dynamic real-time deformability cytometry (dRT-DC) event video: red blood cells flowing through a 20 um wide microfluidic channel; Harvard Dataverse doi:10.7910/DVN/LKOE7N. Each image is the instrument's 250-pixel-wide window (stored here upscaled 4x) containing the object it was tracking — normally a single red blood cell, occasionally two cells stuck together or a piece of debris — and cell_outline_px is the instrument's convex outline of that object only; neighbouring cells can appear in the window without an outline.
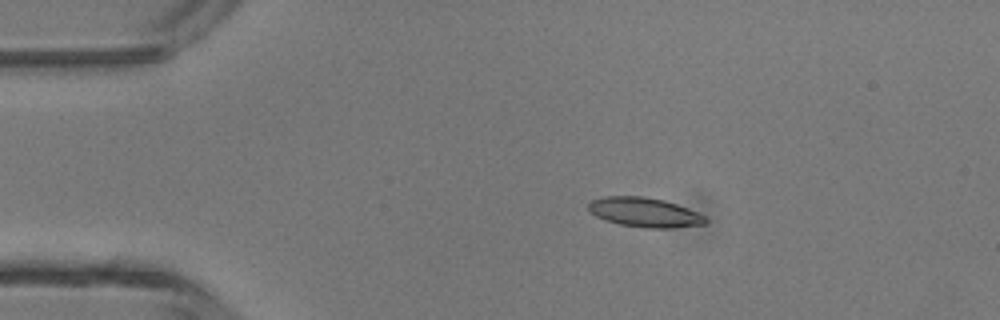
{"species": "common noctule bat (a hibernating species)", "species_latin": "Nyctalus noctula", "temperature_condition": "room temperature", "stored_images_in_passage": 39, "camera_frame_rate_fps": 3000, "um_per_image_px": 0.085, "animal": {"sex": "male", "body_mass_g": 13.3}, "frame": {"image": 1, "passage_image": 1, "time_ms": 0.0, "image_size_px": [1000, 320], "cell_outline_px": [[708, 220], [704, 224], [672, 228], [644, 228], [620, 224], [604, 220], [588, 212], [588, 204], [592, 200], [604, 196], [644, 196], [664, 200], [688, 208], [708, 216]], "centroid_in_image_um": [54.8, 18.05], "position_along_channel_um": 30.2, "area_um2": 20.35}}
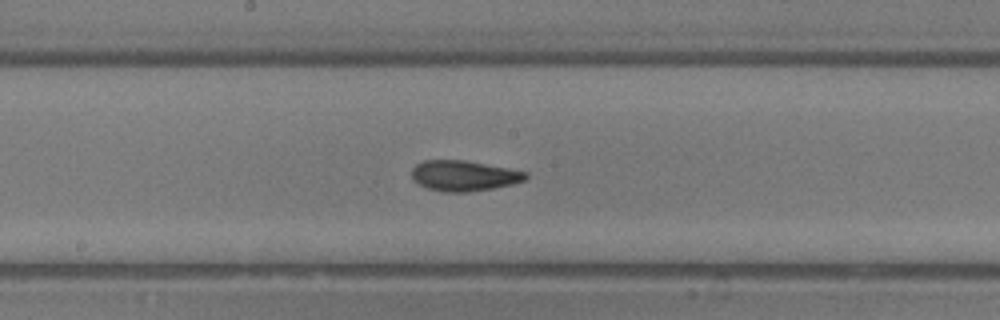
{"frame": {"image": 2, "passage_image": 17, "time_ms": 5.333, "image_size_px": [1000, 320], "cell_outline_px": [[528, 176], [524, 180], [512, 184], [492, 188], [468, 192], [444, 192], [428, 188], [412, 180], [412, 168], [416, 164], [424, 160], [464, 160], [508, 168], [528, 172]], "centroid_in_image_um": [39.42, 14.93], "position_along_channel_um": 208.8, "area_um2": 20.17}}
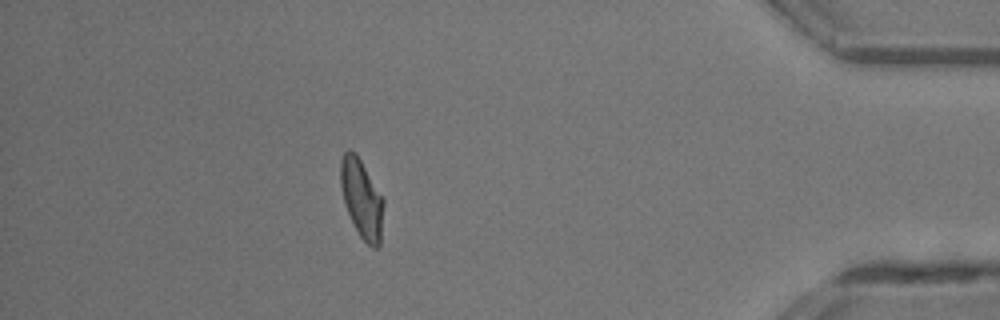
{"frame": {"image": 3, "passage_image": 34, "time_ms": 11.0, "image_size_px": [1000, 320], "cell_outline_px": [[384, 204], [380, 244], [376, 248], [372, 248], [360, 236], [348, 212], [344, 200], [340, 184], [340, 160], [344, 152], [348, 148], [356, 152], [384, 200]], "centroid_in_image_um": [30.74, 16.85], "position_along_channel_um": 404.5, "area_um2": 19.54}, "authors_computed_cell_mechanics": {"area_um2": 19.8254, "velocity_mm_per_s": 4.3301, "shape_relaxation_time_tau1_ms": 7.0809, "shape_relaxation_time_tau2_ms": 1.9544, "deformation_change_tau1": 0.211, "deformation_change_tau2": 0.0828}}